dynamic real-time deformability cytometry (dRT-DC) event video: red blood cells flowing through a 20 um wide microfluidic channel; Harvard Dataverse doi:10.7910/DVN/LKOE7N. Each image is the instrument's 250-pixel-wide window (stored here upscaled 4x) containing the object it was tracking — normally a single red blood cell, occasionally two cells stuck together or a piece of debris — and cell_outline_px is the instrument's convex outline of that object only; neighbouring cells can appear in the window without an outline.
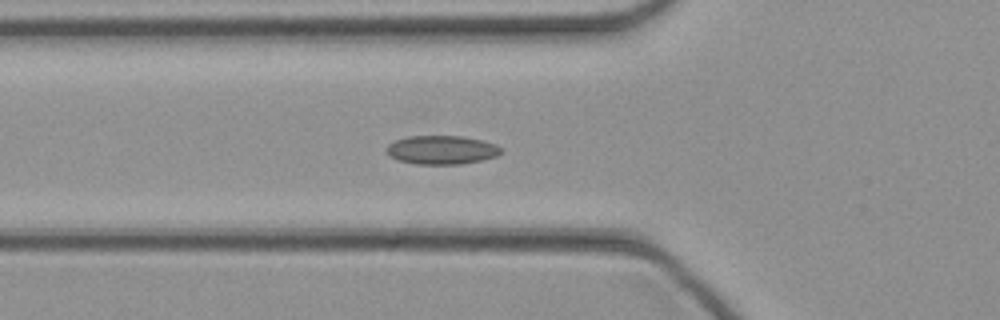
{"species": "common noctule bat (a hibernating species)", "species_latin": "Nyctalus noctula", "temperature_condition": "cold", "stored_images_in_passage": 46, "camera_frame_rate_fps": 3000, "um_per_image_px": 0.085, "animal": {"sex": "female", "body_mass_g": 21.9}, "frame": {"image": 1, "passage_image": 15, "time_ms": 4.667, "image_size_px": [1000, 320], "cell_outline_px": [[504, 152], [496, 156], [480, 160], [460, 164], [416, 164], [396, 160], [388, 156], [384, 148], [388, 144], [396, 140], [408, 136], [464, 136], [484, 140], [496, 144]], "centroid_in_image_um": [37.51, 12.74], "position_along_channel_um": 88.3, "area_um2": 19.42}}
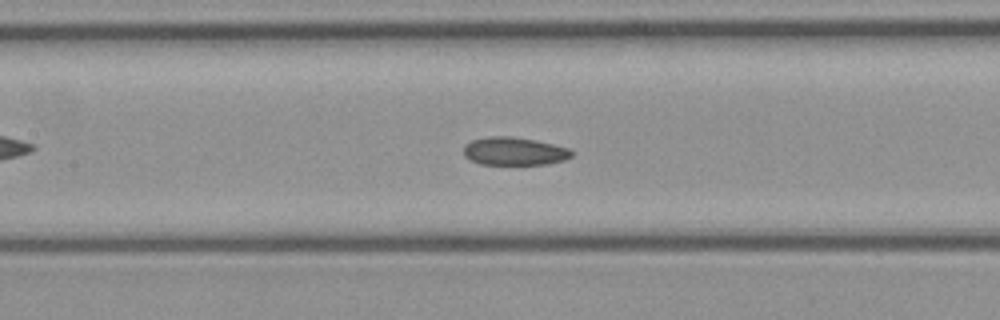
{"frame": {"image": 2, "passage_image": 20, "time_ms": 6.333, "image_size_px": [1000, 320], "cell_outline_px": [[572, 156], [564, 160], [548, 164], [480, 164], [464, 156], [464, 144], [472, 140], [488, 136], [512, 136], [536, 140], [568, 148], [572, 152]], "centroid_in_image_um": [43.69, 12.85], "position_along_channel_um": 163.7, "area_um2": 17.63}}
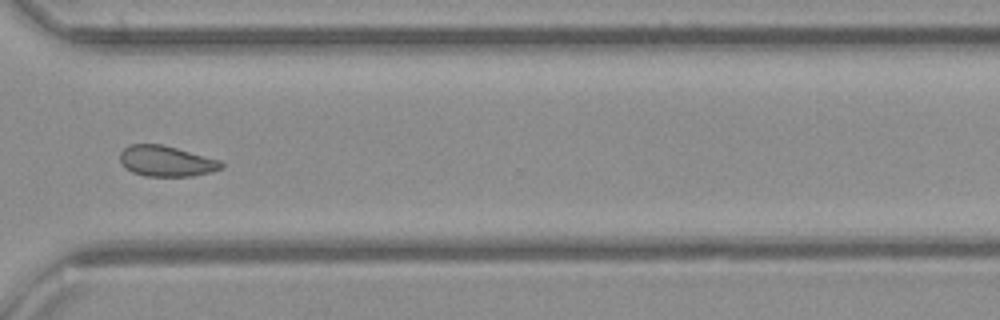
{"frame": {"image": 3, "passage_image": 33, "time_ms": 10.667, "image_size_px": [1000, 320], "cell_outline_px": [[224, 168], [212, 172], [192, 176], [144, 176], [132, 172], [124, 168], [120, 160], [120, 152], [128, 144], [160, 144], [176, 148], [220, 160], [224, 164]], "centroid_in_image_um": [14.13, 13.7], "position_along_channel_um": 356.5, "area_um2": 18.21}}